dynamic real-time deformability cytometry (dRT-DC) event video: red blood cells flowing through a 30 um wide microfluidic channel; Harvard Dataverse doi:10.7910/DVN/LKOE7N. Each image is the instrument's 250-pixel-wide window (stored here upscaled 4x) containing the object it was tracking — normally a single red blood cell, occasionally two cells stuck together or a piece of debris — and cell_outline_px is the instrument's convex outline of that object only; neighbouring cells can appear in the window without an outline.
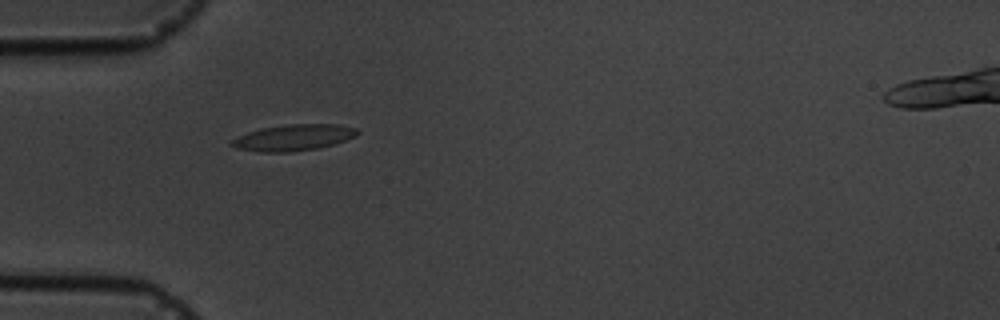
{"species": "common noctule bat (a hibernating species)", "species_latin": "Nyctalus noctula", "temperature_condition": "cold", "stored_images_in_passage": 3, "camera_frame_rate_fps": 3000, "um_per_image_px": 0.085, "animal": {"sex": "male", "body_mass_g": 19.5, "forearm_length_mm": 54.6}, "frame": {"image": 1, "passage_image": 1, "time_ms": 0.0, "image_size_px": [1000, 320], "cell_outline_px": [[360, 132], [356, 136], [332, 144], [316, 148], [292, 152], [260, 152], [236, 148], [228, 144], [232, 140], [248, 132], [260, 128], [288, 124], [336, 124], [356, 128]], "centroid_in_image_um": [24.93, 11.69], "position_along_channel_um": 60.1, "area_um2": 19.07}}
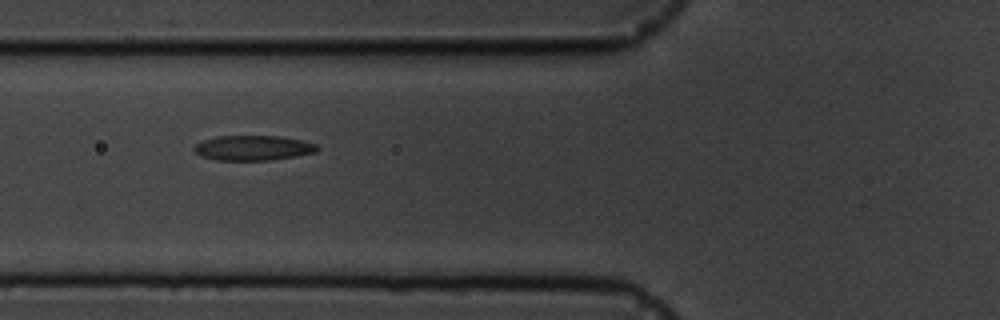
{"frame": {"image": 2, "passage_image": 2, "time_ms": 1.333, "image_size_px": [1000, 320], "cell_outline_px": [[320, 148], [316, 152], [268, 160], [216, 160], [200, 156], [192, 148], [196, 144], [204, 140], [216, 136], [280, 136], [304, 140], [316, 144]], "centroid_in_image_um": [21.5, 12.56], "position_along_channel_um": 104.3, "area_um2": 17.86}}
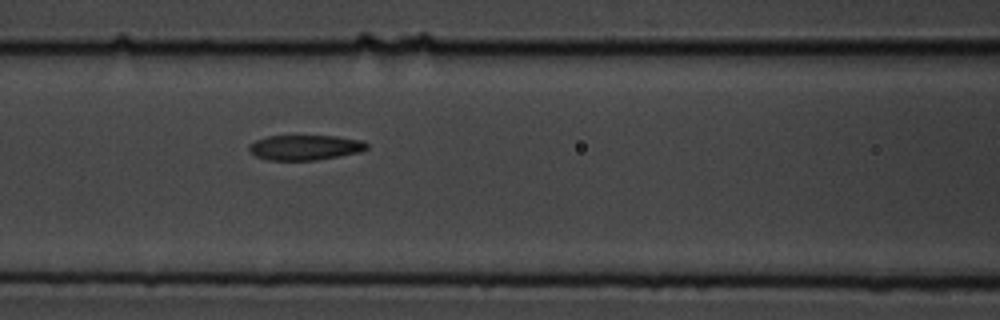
{"frame": {"image": 3, "passage_image": 3, "time_ms": 2.333, "image_size_px": [1000, 320], "cell_outline_px": [[368, 148], [360, 152], [340, 156], [316, 160], [268, 160], [256, 156], [248, 148], [248, 144], [256, 140], [268, 136], [336, 136], [364, 140], [368, 144]], "centroid_in_image_um": [25.96, 12.53], "position_along_channel_um": 140.6, "area_um2": 17.28}}